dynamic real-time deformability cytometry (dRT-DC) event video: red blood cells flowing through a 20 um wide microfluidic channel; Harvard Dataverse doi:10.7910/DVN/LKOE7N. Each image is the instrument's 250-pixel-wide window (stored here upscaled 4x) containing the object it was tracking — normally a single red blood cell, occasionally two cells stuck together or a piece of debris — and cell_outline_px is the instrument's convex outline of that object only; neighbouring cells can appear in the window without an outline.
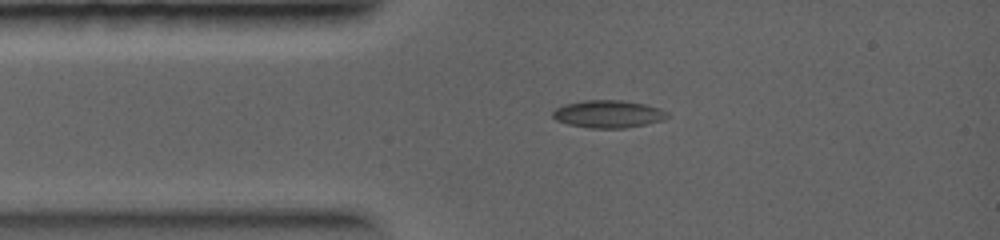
{"species": "common noctule bat (a hibernating species)", "species_latin": "Nyctalus noctula", "temperature_condition": "warm", "stored_images_in_passage": 4, "camera_frame_rate_fps": 5000, "um_per_image_px": 0.085, "animal": {"sex": "female", "body_mass_g": 19.0, "forearm_length_mm": 56.7}, "frame": {"image": 1, "passage_image": 1, "time_ms": 0.0, "image_size_px": [1000, 240], "cell_outline_px": [[672, 116], [664, 120], [624, 128], [588, 128], [568, 124], [556, 120], [552, 116], [552, 112], [556, 108], [564, 104], [584, 100], [620, 100], [644, 104], [660, 108], [668, 112]], "centroid_in_image_um": [51.71, 9.69], "position_along_channel_um": 33.3, "area_um2": 18.5}}